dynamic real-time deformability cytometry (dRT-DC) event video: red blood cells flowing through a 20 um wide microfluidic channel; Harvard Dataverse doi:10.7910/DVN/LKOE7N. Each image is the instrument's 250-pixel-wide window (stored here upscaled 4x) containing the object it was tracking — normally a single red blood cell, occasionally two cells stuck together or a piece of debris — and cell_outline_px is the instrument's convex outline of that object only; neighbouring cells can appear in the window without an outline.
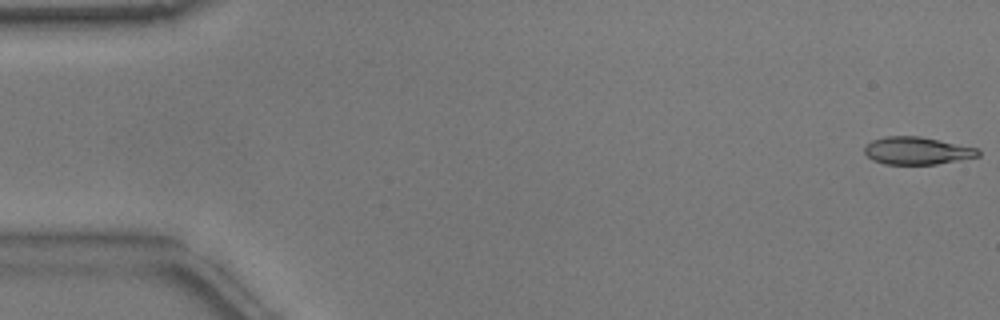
{"species": "common noctule bat (a hibernating species)", "species_latin": "Nyctalus noctula", "temperature_condition": "warm", "stored_images_in_passage": 53, "camera_frame_rate_fps": 3000, "um_per_image_px": 0.085, "animal": {"sex": "male", "body_mass_g": 17.9}, "frame": {"image": 1, "passage_image": 1, "time_ms": 0.0, "image_size_px": [1000, 320], "cell_outline_px": [[980, 156], [936, 164], [884, 164], [872, 160], [864, 152], [864, 148], [872, 140], [884, 136], [920, 136], [976, 148], [980, 152]], "centroid_in_image_um": [77.91, 12.81], "position_along_channel_um": 7.1, "area_um2": 18.09}}
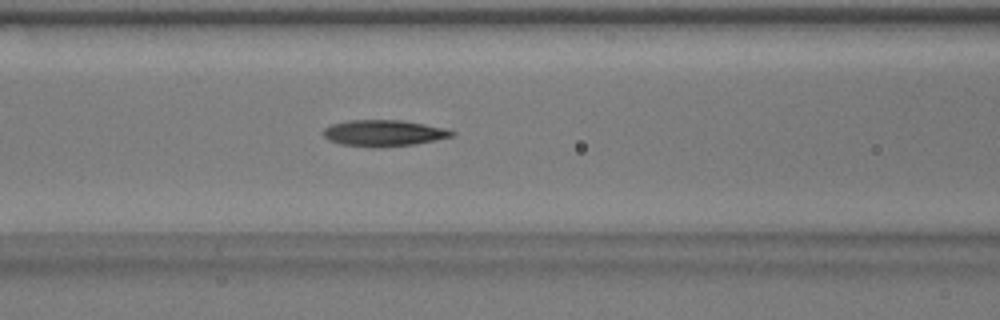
{"frame": {"image": 2, "passage_image": 22, "time_ms": 7.0, "image_size_px": [1000, 320], "cell_outline_px": [[456, 132], [452, 136], [436, 140], [416, 144], [380, 148], [372, 148], [340, 144], [328, 140], [324, 136], [324, 128], [332, 124], [348, 120], [400, 120], [424, 124], [444, 128]], "centroid_in_image_um": [32.6, 11.33], "position_along_channel_um": 134.0, "area_um2": 19.83}}
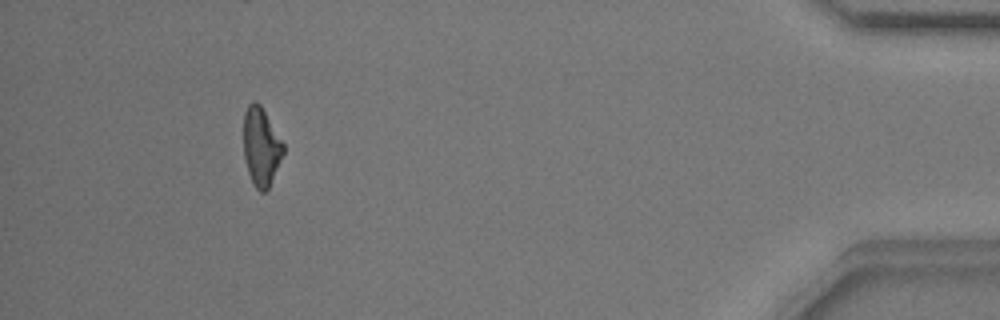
{"frame": {"image": 3, "passage_image": 49, "time_ms": 16.0, "image_size_px": [1000, 320], "cell_outline_px": [[284, 152], [268, 188], [264, 192], [260, 192], [252, 184], [248, 172], [244, 156], [244, 112], [248, 104], [260, 104], [284, 144]], "centroid_in_image_um": [22.19, 12.5], "position_along_channel_um": 413.0, "area_um2": 17.8}, "authors_computed_cell_mechanics": {"area_um2": 19.1318, "velocity_mm_per_s": 3.8116, "shape_relaxation_time_tau1_ms": 5.9342, "shape_relaxation_time_tau2_ms": 5.4838, "deformation_change_tau1": 0.1878, "deformation_change_tau2": 0.1672}}